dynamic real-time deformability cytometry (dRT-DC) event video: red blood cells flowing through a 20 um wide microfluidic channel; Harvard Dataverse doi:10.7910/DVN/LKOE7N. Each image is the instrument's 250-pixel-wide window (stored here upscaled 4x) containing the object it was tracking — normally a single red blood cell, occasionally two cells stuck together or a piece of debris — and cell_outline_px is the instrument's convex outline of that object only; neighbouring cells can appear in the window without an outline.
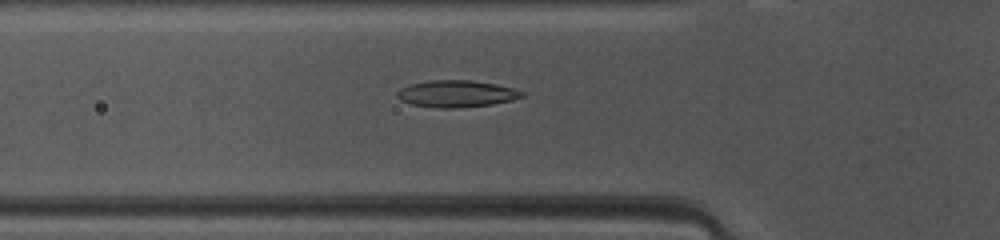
{"species": "common noctule bat (a hibernating species)", "species_latin": "Nyctalus noctula", "temperature_condition": "warm", "stored_images_in_passage": 36, "camera_frame_rate_fps": 3000, "um_per_image_px": 0.085, "animal": {"sex": "female", "body_mass_g": 10.0, "forearm_length_mm": 53.1}, "frame": {"image": 1, "passage_image": 10, "time_ms": 3.0, "image_size_px": [1000, 240], "cell_outline_px": [[524, 96], [512, 100], [492, 104], [456, 108], [440, 108], [412, 104], [400, 100], [396, 96], [396, 92], [400, 88], [412, 84], [428, 80], [472, 80], [496, 84], [512, 88], [524, 92]], "centroid_in_image_um": [38.79, 7.96], "position_along_channel_um": 87.0, "area_um2": 19.48}}
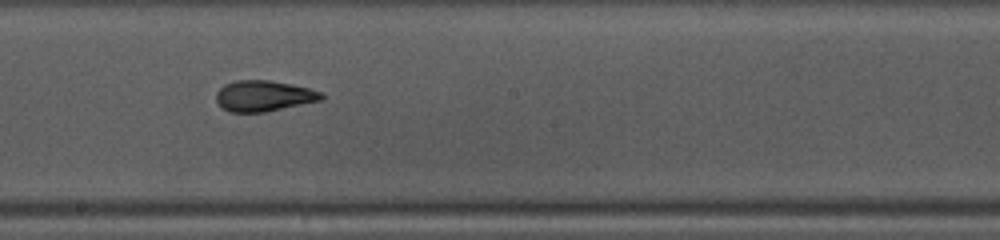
{"frame": {"image": 2, "passage_image": 20, "time_ms": 6.333, "image_size_px": [1000, 240], "cell_outline_px": [[324, 96], [320, 100], [264, 112], [232, 112], [220, 108], [216, 100], [216, 92], [224, 84], [236, 80], [268, 80], [292, 84], [308, 88], [320, 92]], "centroid_in_image_um": [22.35, 8.15], "position_along_channel_um": 225.8, "area_um2": 18.79}}
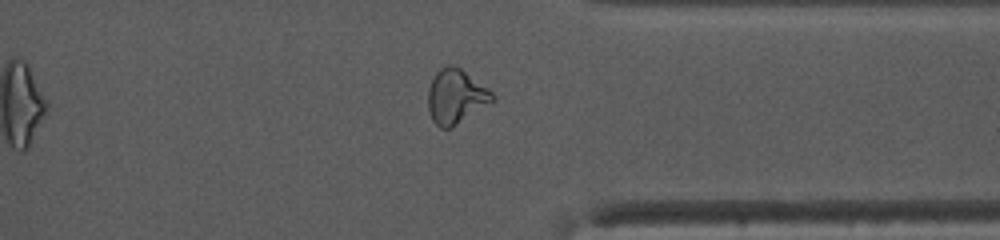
{"frame": {"image": 3, "passage_image": 31, "time_ms": 10.0, "image_size_px": [1000, 240], "cell_outline_px": [[496, 100], [452, 128], [440, 128], [432, 120], [428, 108], [428, 88], [436, 72], [440, 68], [448, 64], [452, 64], [460, 68], [492, 92], [496, 96]], "centroid_in_image_um": [38.75, 8.22], "position_along_channel_um": 372.7, "area_um2": 20.46}, "authors_computed_cell_mechanics": {"area_um2": 19.1896, "velocity_mm_per_s": 4.1365, "shape_relaxation_time_tau1_ms": 4.696, "shape_relaxation_time_tau2_ms": 1.0264, "deformation_change_tau1": 0.192, "deformation_change_tau2": 0.0924}}